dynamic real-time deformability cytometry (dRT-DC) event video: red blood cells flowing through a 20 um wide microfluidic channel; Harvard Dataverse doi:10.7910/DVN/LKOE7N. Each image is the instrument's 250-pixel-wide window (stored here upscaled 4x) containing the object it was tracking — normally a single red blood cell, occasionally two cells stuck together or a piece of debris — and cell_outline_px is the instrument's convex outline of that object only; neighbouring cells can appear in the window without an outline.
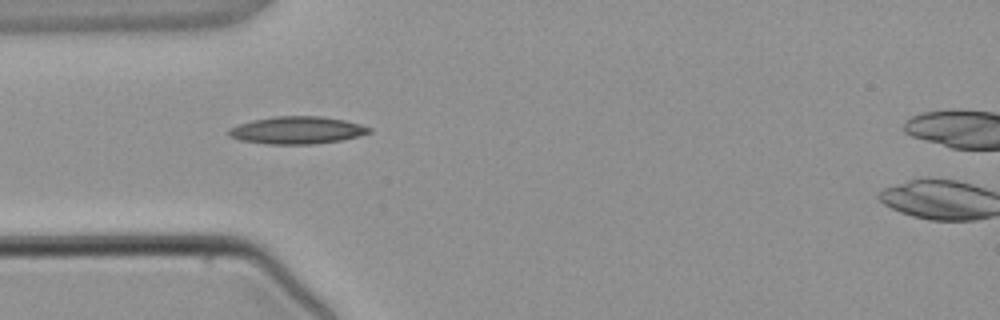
{"species": "common noctule bat (a hibernating species)", "species_latin": "Nyctalus noctula", "temperature_condition": "warm", "stored_images_in_passage": 2, "camera_frame_rate_fps": 3000, "um_per_image_px": 0.085, "animal": {"sex": "male", "body_mass_g": 21.5, "forearm_length_mm": 52.0}, "frame": {"image": 1, "passage_image": 1, "time_ms": 0.0, "image_size_px": [1000, 320], "cell_outline_px": [[372, 132], [360, 136], [340, 140], [312, 144], [268, 144], [240, 140], [228, 136], [228, 128], [252, 120], [276, 116], [320, 116], [344, 120], [360, 124], [372, 128]], "centroid_in_image_um": [25.25, 11.07], "position_along_channel_um": 59.8, "area_um2": 22.43}}